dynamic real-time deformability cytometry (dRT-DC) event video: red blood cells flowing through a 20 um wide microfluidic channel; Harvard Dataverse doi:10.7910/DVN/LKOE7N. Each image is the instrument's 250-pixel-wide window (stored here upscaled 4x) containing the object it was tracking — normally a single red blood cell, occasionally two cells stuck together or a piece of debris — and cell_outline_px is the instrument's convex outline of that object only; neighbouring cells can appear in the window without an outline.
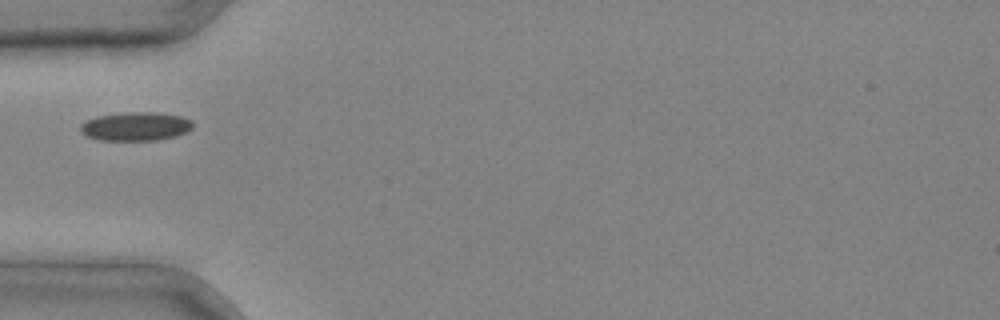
{"species": "common noctule bat (a hibernating species)", "species_latin": "Nyctalus noctula", "temperature_condition": "cold", "stored_images_in_passage": 1, "camera_frame_rate_fps": 3000, "um_per_image_px": 0.085, "animal": {"sex": "male", "body_mass_g": 20.4}, "frame": {"image": 1, "passage_image": 1, "time_ms": 0.0, "image_size_px": [1000, 320], "cell_outline_px": [[192, 128], [176, 136], [156, 140], [100, 140], [88, 136], [80, 132], [80, 124], [96, 116], [128, 112], [156, 112], [180, 116], [192, 120]], "centroid_in_image_um": [11.52, 10.74], "position_along_channel_um": 73.5, "area_um2": 18.67}}